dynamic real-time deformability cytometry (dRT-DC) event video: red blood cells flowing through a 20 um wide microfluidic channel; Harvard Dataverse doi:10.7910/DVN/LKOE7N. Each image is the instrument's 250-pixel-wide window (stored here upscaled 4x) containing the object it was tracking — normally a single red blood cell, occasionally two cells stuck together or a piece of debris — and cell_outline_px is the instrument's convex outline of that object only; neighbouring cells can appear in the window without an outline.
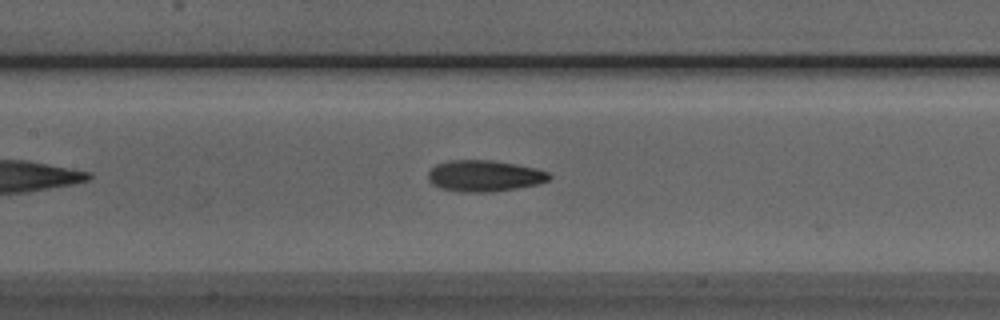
{"species": "Egyptian fruit bat (a non-hibernating species)", "species_latin": "Rousettus aegyptiacus", "temperature_condition": "room temperature", "stored_images_in_passage": 19, "camera_frame_rate_fps": 3000, "um_per_image_px": 0.085, "animal": {"sex": "male"}, "frame": {"image": 1, "passage_image": 9, "time_ms": 2.667, "image_size_px": [1000, 320], "cell_outline_px": [[552, 176], [548, 180], [536, 184], [516, 188], [488, 192], [456, 192], [440, 188], [432, 184], [428, 180], [428, 172], [436, 164], [448, 160], [492, 160], [516, 164], [536, 168], [548, 172]], "centroid_in_image_um": [41.13, 14.94], "position_along_channel_um": 166.3, "area_um2": 22.14}}
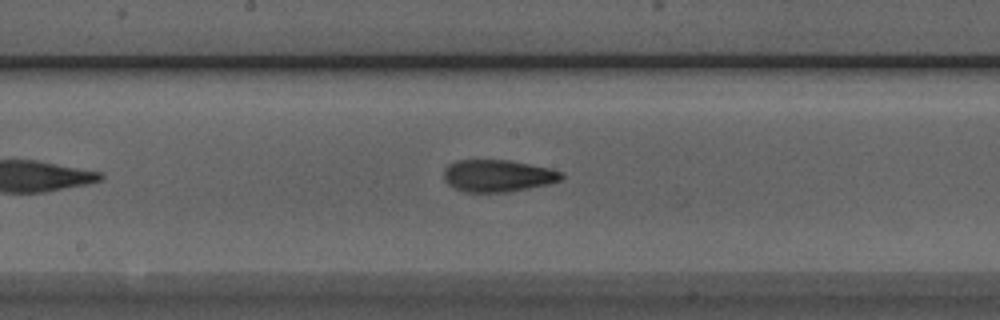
{"frame": {"image": 2, "passage_image": 12, "time_ms": 3.667, "image_size_px": [1000, 320], "cell_outline_px": [[564, 176], [560, 180], [548, 184], [508, 192], [464, 192], [448, 184], [444, 180], [444, 168], [448, 164], [456, 160], [508, 160], [552, 168], [564, 172]], "centroid_in_image_um": [42.32, 14.93], "position_along_channel_um": 205.9, "area_um2": 22.14}}
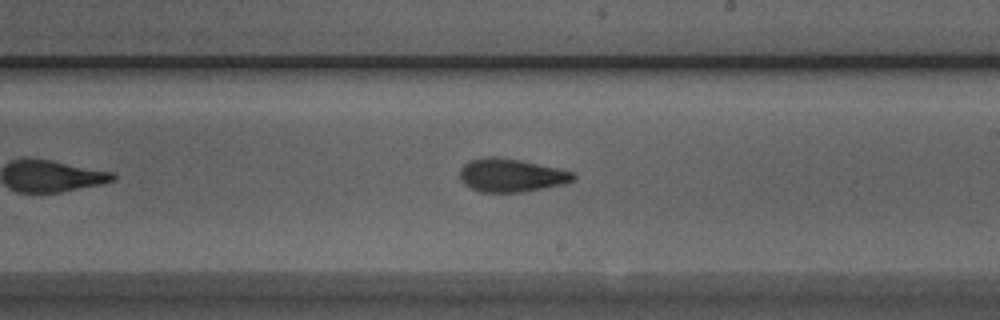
{"frame": {"image": 3, "passage_image": 15, "time_ms": 4.667, "image_size_px": [1000, 320], "cell_outline_px": [[576, 180], [564, 184], [524, 192], [480, 192], [464, 184], [460, 180], [460, 168], [468, 160], [484, 156], [496, 156], [520, 160], [556, 168], [572, 172], [576, 176]], "centroid_in_image_um": [43.42, 14.89], "position_along_channel_um": 245.6, "area_um2": 22.14}}